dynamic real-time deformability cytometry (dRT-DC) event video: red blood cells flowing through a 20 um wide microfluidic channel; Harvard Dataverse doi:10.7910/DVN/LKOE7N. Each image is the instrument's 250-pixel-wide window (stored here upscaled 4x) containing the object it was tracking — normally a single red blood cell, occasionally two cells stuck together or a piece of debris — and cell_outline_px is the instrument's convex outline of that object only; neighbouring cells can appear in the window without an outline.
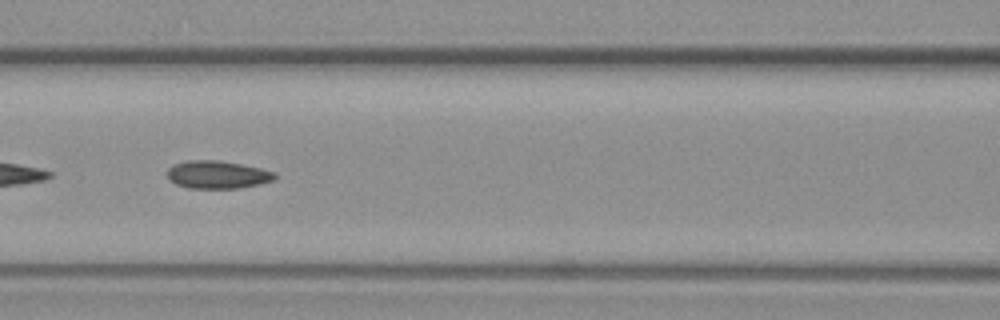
{"species": "common noctule bat (a hibernating species)", "species_latin": "Nyctalus noctula", "temperature_condition": "warm", "stored_images_in_passage": 9, "camera_frame_rate_fps": 3000, "um_per_image_px": 0.085, "animal": {"sex": "female", "body_mass_g": 19.3, "forearm_length_mm": 54.1}, "frame": {"image": 1, "passage_image": 6, "time_ms": 6.0, "image_size_px": [1000, 320], "cell_outline_px": [[276, 176], [272, 180], [260, 184], [240, 188], [188, 188], [176, 184], [168, 180], [168, 168], [172, 164], [188, 160], [220, 160], [260, 168], [276, 172]], "centroid_in_image_um": [18.46, 14.84], "position_along_channel_um": 148.1, "area_um2": 17.51}}
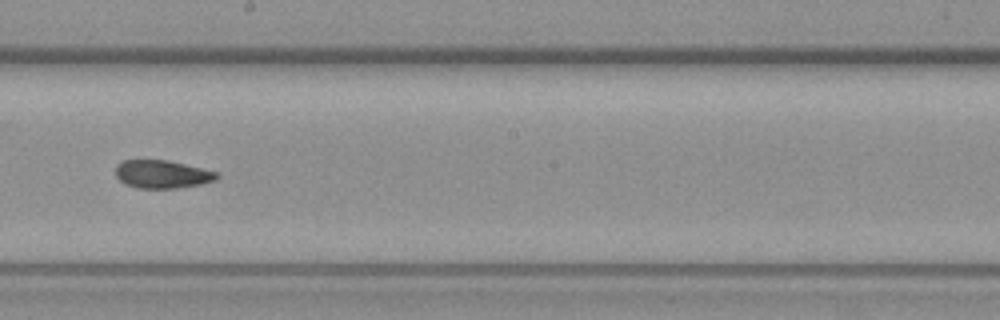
{"frame": {"image": 2, "passage_image": 8, "time_ms": 8.333, "image_size_px": [1000, 320], "cell_outline_px": [[220, 176], [216, 180], [200, 184], [176, 188], [136, 188], [124, 184], [116, 176], [116, 164], [124, 160], [168, 160], [216, 172]], "centroid_in_image_um": [13.75, 14.81], "position_along_channel_um": 234.5, "area_um2": 16.47}}
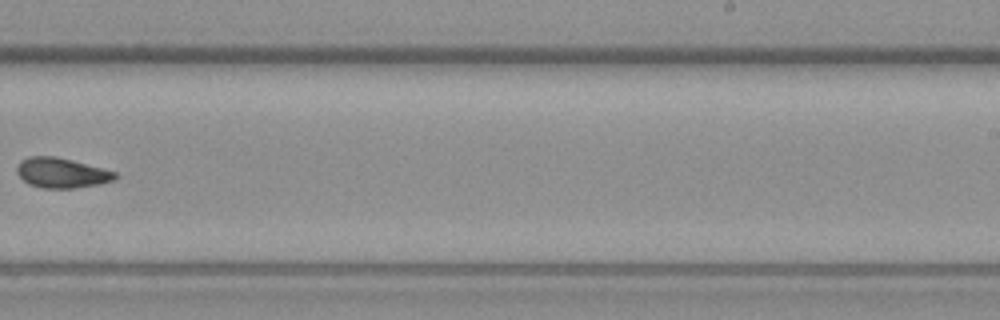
{"frame": {"image": 3, "passage_image": 9, "time_ms": 9.667, "image_size_px": [1000, 320], "cell_outline_px": [[116, 176], [112, 180], [100, 184], [76, 188], [40, 188], [28, 184], [16, 172], [16, 168], [20, 160], [28, 156], [56, 156], [72, 160], [116, 172]], "centroid_in_image_um": [5.18, 14.69], "position_along_channel_um": 283.8, "area_um2": 17.17}}